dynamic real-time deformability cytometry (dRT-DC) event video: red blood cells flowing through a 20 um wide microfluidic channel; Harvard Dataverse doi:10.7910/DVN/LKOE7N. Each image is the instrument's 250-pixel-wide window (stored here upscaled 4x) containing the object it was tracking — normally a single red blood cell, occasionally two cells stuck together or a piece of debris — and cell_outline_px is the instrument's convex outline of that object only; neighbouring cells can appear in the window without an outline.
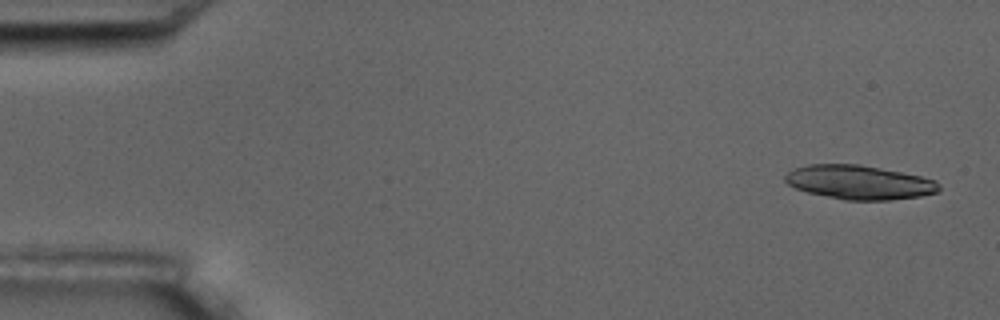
{"species": "common noctule bat (a hibernating species)", "species_latin": "Nyctalus noctula", "temperature_condition": "room temperature", "stored_images_in_passage": 6, "camera_frame_rate_fps": 3000, "um_per_image_px": 0.085, "animal": {"sex": "male", "body_mass_g": 17.5, "forearm_length_mm": 52.3}, "frame": {"image": 1, "passage_image": 1, "time_ms": 0.0, "image_size_px": [1000, 320], "cell_outline_px": [[940, 192], [920, 196], [888, 200], [844, 200], [808, 192], [796, 188], [788, 184], [784, 180], [784, 176], [788, 172], [796, 168], [808, 164], [860, 164], [920, 176], [936, 180], [940, 184]], "centroid_in_image_um": [73.05, 15.5], "position_along_channel_um": 11.9, "area_um2": 30.46}}